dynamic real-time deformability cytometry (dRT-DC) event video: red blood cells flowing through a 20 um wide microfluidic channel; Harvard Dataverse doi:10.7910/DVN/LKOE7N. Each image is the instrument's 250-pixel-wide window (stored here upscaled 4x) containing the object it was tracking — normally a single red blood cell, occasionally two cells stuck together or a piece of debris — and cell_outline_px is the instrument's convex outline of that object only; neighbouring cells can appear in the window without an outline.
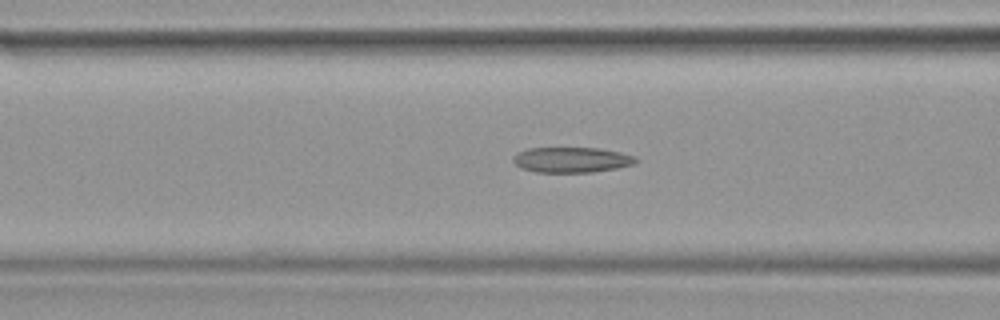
{"species": "common noctule bat (a hibernating species)", "species_latin": "Nyctalus noctula", "temperature_condition": "warm", "stored_images_in_passage": 24, "camera_frame_rate_fps": 3000, "um_per_image_px": 0.085, "animal": {"sex": "female", "body_mass_g": 19.9}, "frame": {"image": 1, "passage_image": 14, "time_ms": 4.333, "image_size_px": [1000, 320], "cell_outline_px": [[640, 160], [636, 164], [616, 168], [592, 172], [536, 172], [520, 168], [512, 160], [512, 156], [516, 152], [528, 148], [600, 148], [620, 152], [636, 156]], "centroid_in_image_um": [48.6, 13.58], "position_along_channel_um": 118.0, "area_um2": 18.38}}
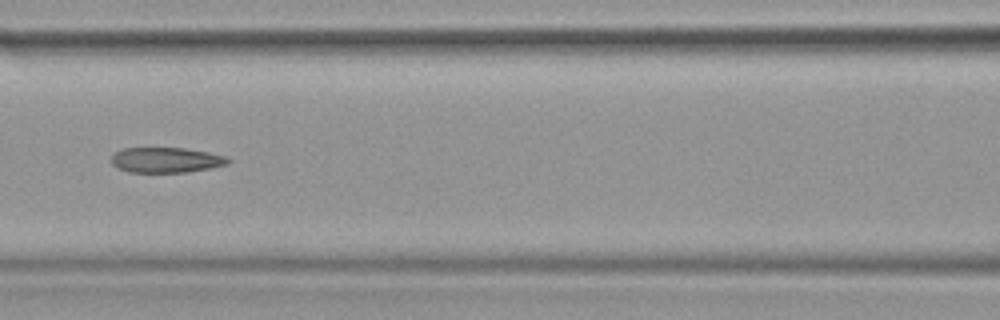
{"frame": {"image": 2, "passage_image": 16, "time_ms": 5.0, "image_size_px": [1000, 320], "cell_outline_px": [[232, 160], [228, 164], [212, 168], [188, 172], [128, 172], [116, 168], [112, 164], [112, 156], [120, 148], [184, 148], [208, 152], [224, 156]], "centroid_in_image_um": [14.11, 13.6], "position_along_channel_um": 152.5, "area_um2": 17.28}}
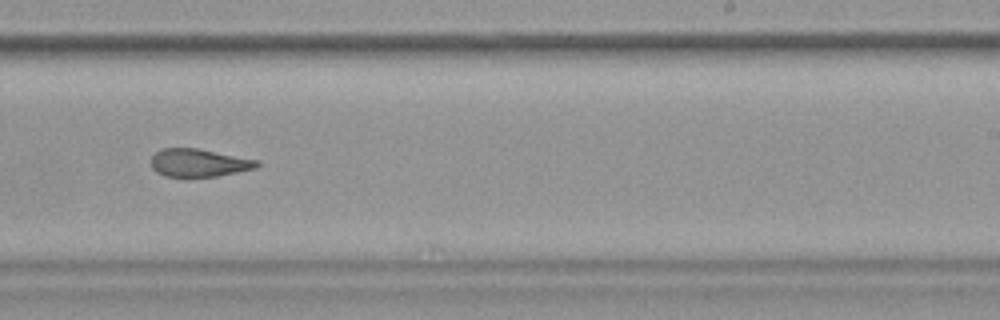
{"frame": {"image": 3, "passage_image": 23, "time_ms": 7.333, "image_size_px": [1000, 320], "cell_outline_px": [[260, 164], [256, 168], [216, 176], [164, 176], [156, 172], [152, 168], [152, 156], [156, 152], [164, 148], [196, 148], [260, 160]], "centroid_in_image_um": [16.92, 13.83], "position_along_channel_um": 272.1, "area_um2": 17.05}}